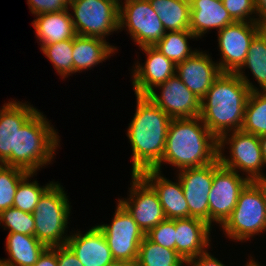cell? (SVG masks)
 Instances as JSON below:
<instances>
[{
	"mask_svg": "<svg viewBox=\"0 0 266 266\" xmlns=\"http://www.w3.org/2000/svg\"><path fill=\"white\" fill-rule=\"evenodd\" d=\"M218 156V139L200 116L171 119L162 160L153 169L161 171L163 163L177 171L202 167L215 162Z\"/></svg>",
	"mask_w": 266,
	"mask_h": 266,
	"instance_id": "cell-1",
	"label": "cell"
},
{
	"mask_svg": "<svg viewBox=\"0 0 266 266\" xmlns=\"http://www.w3.org/2000/svg\"><path fill=\"white\" fill-rule=\"evenodd\" d=\"M136 96V109L128 124L127 137L132 149L131 174L153 169L165 149L171 118L146 95Z\"/></svg>",
	"mask_w": 266,
	"mask_h": 266,
	"instance_id": "cell-2",
	"label": "cell"
},
{
	"mask_svg": "<svg viewBox=\"0 0 266 266\" xmlns=\"http://www.w3.org/2000/svg\"><path fill=\"white\" fill-rule=\"evenodd\" d=\"M250 92L236 73H222L201 99L199 116L218 140L241 129Z\"/></svg>",
	"mask_w": 266,
	"mask_h": 266,
	"instance_id": "cell-3",
	"label": "cell"
},
{
	"mask_svg": "<svg viewBox=\"0 0 266 266\" xmlns=\"http://www.w3.org/2000/svg\"><path fill=\"white\" fill-rule=\"evenodd\" d=\"M57 133L46 116L37 110L17 130L16 167L37 173L40 168L48 166L60 147V136Z\"/></svg>",
	"mask_w": 266,
	"mask_h": 266,
	"instance_id": "cell-4",
	"label": "cell"
},
{
	"mask_svg": "<svg viewBox=\"0 0 266 266\" xmlns=\"http://www.w3.org/2000/svg\"><path fill=\"white\" fill-rule=\"evenodd\" d=\"M70 201L60 183L54 182L41 196L33 211L35 220V237L47 248L65 245L70 234H67Z\"/></svg>",
	"mask_w": 266,
	"mask_h": 266,
	"instance_id": "cell-5",
	"label": "cell"
},
{
	"mask_svg": "<svg viewBox=\"0 0 266 266\" xmlns=\"http://www.w3.org/2000/svg\"><path fill=\"white\" fill-rule=\"evenodd\" d=\"M220 227L223 234L234 242H246L266 231L265 202L252 181L240 192L235 208Z\"/></svg>",
	"mask_w": 266,
	"mask_h": 266,
	"instance_id": "cell-6",
	"label": "cell"
},
{
	"mask_svg": "<svg viewBox=\"0 0 266 266\" xmlns=\"http://www.w3.org/2000/svg\"><path fill=\"white\" fill-rule=\"evenodd\" d=\"M220 163L236 172H243L249 181L266 176L263 173L265 162L263 159L259 136L236 130L225 133L219 140ZM228 145V147L226 146ZM229 156L224 154L226 148ZM263 167V168H262Z\"/></svg>",
	"mask_w": 266,
	"mask_h": 266,
	"instance_id": "cell-7",
	"label": "cell"
},
{
	"mask_svg": "<svg viewBox=\"0 0 266 266\" xmlns=\"http://www.w3.org/2000/svg\"><path fill=\"white\" fill-rule=\"evenodd\" d=\"M120 0H70L71 18L76 34L85 37H106L119 30Z\"/></svg>",
	"mask_w": 266,
	"mask_h": 266,
	"instance_id": "cell-8",
	"label": "cell"
},
{
	"mask_svg": "<svg viewBox=\"0 0 266 266\" xmlns=\"http://www.w3.org/2000/svg\"><path fill=\"white\" fill-rule=\"evenodd\" d=\"M124 28L139 48L154 46L166 33L149 0L119 1V31Z\"/></svg>",
	"mask_w": 266,
	"mask_h": 266,
	"instance_id": "cell-9",
	"label": "cell"
},
{
	"mask_svg": "<svg viewBox=\"0 0 266 266\" xmlns=\"http://www.w3.org/2000/svg\"><path fill=\"white\" fill-rule=\"evenodd\" d=\"M250 181L235 170L224 167L219 158L214 162V175L209 192V225L221 226L235 208L240 192ZM214 223V224H212Z\"/></svg>",
	"mask_w": 266,
	"mask_h": 266,
	"instance_id": "cell-10",
	"label": "cell"
},
{
	"mask_svg": "<svg viewBox=\"0 0 266 266\" xmlns=\"http://www.w3.org/2000/svg\"><path fill=\"white\" fill-rule=\"evenodd\" d=\"M115 209L110 224L97 226L104 233L115 261L136 262L139 246L145 234L118 201Z\"/></svg>",
	"mask_w": 266,
	"mask_h": 266,
	"instance_id": "cell-11",
	"label": "cell"
},
{
	"mask_svg": "<svg viewBox=\"0 0 266 266\" xmlns=\"http://www.w3.org/2000/svg\"><path fill=\"white\" fill-rule=\"evenodd\" d=\"M262 29L257 22H234L218 31V61L222 73H236L244 64L254 36Z\"/></svg>",
	"mask_w": 266,
	"mask_h": 266,
	"instance_id": "cell-12",
	"label": "cell"
},
{
	"mask_svg": "<svg viewBox=\"0 0 266 266\" xmlns=\"http://www.w3.org/2000/svg\"><path fill=\"white\" fill-rule=\"evenodd\" d=\"M129 195L117 201L127 210L146 235L166 219L154 189L139 175L131 174Z\"/></svg>",
	"mask_w": 266,
	"mask_h": 266,
	"instance_id": "cell-13",
	"label": "cell"
},
{
	"mask_svg": "<svg viewBox=\"0 0 266 266\" xmlns=\"http://www.w3.org/2000/svg\"><path fill=\"white\" fill-rule=\"evenodd\" d=\"M157 88L160 94H157ZM156 89V90H155ZM171 119L191 118L200 115L201 99L191 92L175 74L157 85L146 95Z\"/></svg>",
	"mask_w": 266,
	"mask_h": 266,
	"instance_id": "cell-14",
	"label": "cell"
},
{
	"mask_svg": "<svg viewBox=\"0 0 266 266\" xmlns=\"http://www.w3.org/2000/svg\"><path fill=\"white\" fill-rule=\"evenodd\" d=\"M188 204L189 217L209 224V192L213 184L214 162L177 171Z\"/></svg>",
	"mask_w": 266,
	"mask_h": 266,
	"instance_id": "cell-15",
	"label": "cell"
},
{
	"mask_svg": "<svg viewBox=\"0 0 266 266\" xmlns=\"http://www.w3.org/2000/svg\"><path fill=\"white\" fill-rule=\"evenodd\" d=\"M144 51L146 58L144 63L135 62L132 70V85L135 95H147L157 85L166 82L176 74V64L166 58L154 46L139 48Z\"/></svg>",
	"mask_w": 266,
	"mask_h": 266,
	"instance_id": "cell-16",
	"label": "cell"
},
{
	"mask_svg": "<svg viewBox=\"0 0 266 266\" xmlns=\"http://www.w3.org/2000/svg\"><path fill=\"white\" fill-rule=\"evenodd\" d=\"M13 99L0 109V160L16 167L17 130L38 110L28 102Z\"/></svg>",
	"mask_w": 266,
	"mask_h": 266,
	"instance_id": "cell-17",
	"label": "cell"
},
{
	"mask_svg": "<svg viewBox=\"0 0 266 266\" xmlns=\"http://www.w3.org/2000/svg\"><path fill=\"white\" fill-rule=\"evenodd\" d=\"M205 51L176 64V75L199 99H202L213 82L222 74L219 65Z\"/></svg>",
	"mask_w": 266,
	"mask_h": 266,
	"instance_id": "cell-18",
	"label": "cell"
},
{
	"mask_svg": "<svg viewBox=\"0 0 266 266\" xmlns=\"http://www.w3.org/2000/svg\"><path fill=\"white\" fill-rule=\"evenodd\" d=\"M73 232H70L66 245L84 266H109L115 261L104 233L97 225L85 234L81 231Z\"/></svg>",
	"mask_w": 266,
	"mask_h": 266,
	"instance_id": "cell-19",
	"label": "cell"
},
{
	"mask_svg": "<svg viewBox=\"0 0 266 266\" xmlns=\"http://www.w3.org/2000/svg\"><path fill=\"white\" fill-rule=\"evenodd\" d=\"M155 169H146L139 175L156 192L166 219L189 218V208L179 178L173 182Z\"/></svg>",
	"mask_w": 266,
	"mask_h": 266,
	"instance_id": "cell-20",
	"label": "cell"
},
{
	"mask_svg": "<svg viewBox=\"0 0 266 266\" xmlns=\"http://www.w3.org/2000/svg\"><path fill=\"white\" fill-rule=\"evenodd\" d=\"M175 229L176 252L187 264L211 248L212 227L206 222L192 217L175 219Z\"/></svg>",
	"mask_w": 266,
	"mask_h": 266,
	"instance_id": "cell-21",
	"label": "cell"
},
{
	"mask_svg": "<svg viewBox=\"0 0 266 266\" xmlns=\"http://www.w3.org/2000/svg\"><path fill=\"white\" fill-rule=\"evenodd\" d=\"M190 2V31L200 38L212 29L220 31L233 24L222 0H189Z\"/></svg>",
	"mask_w": 266,
	"mask_h": 266,
	"instance_id": "cell-22",
	"label": "cell"
},
{
	"mask_svg": "<svg viewBox=\"0 0 266 266\" xmlns=\"http://www.w3.org/2000/svg\"><path fill=\"white\" fill-rule=\"evenodd\" d=\"M117 49L104 39L77 35L73 39V74L106 62Z\"/></svg>",
	"mask_w": 266,
	"mask_h": 266,
	"instance_id": "cell-23",
	"label": "cell"
},
{
	"mask_svg": "<svg viewBox=\"0 0 266 266\" xmlns=\"http://www.w3.org/2000/svg\"><path fill=\"white\" fill-rule=\"evenodd\" d=\"M69 11L68 9L36 15V19L31 24L35 29L36 38L39 40L40 46L74 39L77 36Z\"/></svg>",
	"mask_w": 266,
	"mask_h": 266,
	"instance_id": "cell-24",
	"label": "cell"
},
{
	"mask_svg": "<svg viewBox=\"0 0 266 266\" xmlns=\"http://www.w3.org/2000/svg\"><path fill=\"white\" fill-rule=\"evenodd\" d=\"M259 84L257 88L243 71L248 69ZM241 80L247 85L251 92L266 91V29H261L252 39L246 60L241 68L236 72ZM246 74V75H245Z\"/></svg>",
	"mask_w": 266,
	"mask_h": 266,
	"instance_id": "cell-25",
	"label": "cell"
},
{
	"mask_svg": "<svg viewBox=\"0 0 266 266\" xmlns=\"http://www.w3.org/2000/svg\"><path fill=\"white\" fill-rule=\"evenodd\" d=\"M46 248L35 236L8 233L6 237L8 258L3 261L8 266H34Z\"/></svg>",
	"mask_w": 266,
	"mask_h": 266,
	"instance_id": "cell-26",
	"label": "cell"
},
{
	"mask_svg": "<svg viewBox=\"0 0 266 266\" xmlns=\"http://www.w3.org/2000/svg\"><path fill=\"white\" fill-rule=\"evenodd\" d=\"M166 32L190 30L189 0H149Z\"/></svg>",
	"mask_w": 266,
	"mask_h": 266,
	"instance_id": "cell-27",
	"label": "cell"
},
{
	"mask_svg": "<svg viewBox=\"0 0 266 266\" xmlns=\"http://www.w3.org/2000/svg\"><path fill=\"white\" fill-rule=\"evenodd\" d=\"M137 266H186L187 263L176 252L152 242L146 235L139 246ZM185 264V265H184Z\"/></svg>",
	"mask_w": 266,
	"mask_h": 266,
	"instance_id": "cell-28",
	"label": "cell"
},
{
	"mask_svg": "<svg viewBox=\"0 0 266 266\" xmlns=\"http://www.w3.org/2000/svg\"><path fill=\"white\" fill-rule=\"evenodd\" d=\"M188 39L197 40L198 38L190 30L170 31L166 32L154 47L177 64L198 51V49H191Z\"/></svg>",
	"mask_w": 266,
	"mask_h": 266,
	"instance_id": "cell-29",
	"label": "cell"
},
{
	"mask_svg": "<svg viewBox=\"0 0 266 266\" xmlns=\"http://www.w3.org/2000/svg\"><path fill=\"white\" fill-rule=\"evenodd\" d=\"M241 130L256 136L266 134V91L250 92Z\"/></svg>",
	"mask_w": 266,
	"mask_h": 266,
	"instance_id": "cell-30",
	"label": "cell"
},
{
	"mask_svg": "<svg viewBox=\"0 0 266 266\" xmlns=\"http://www.w3.org/2000/svg\"><path fill=\"white\" fill-rule=\"evenodd\" d=\"M34 175L37 173L28 172L20 180L13 201V207L27 213H33L42 194L54 183L50 181L45 186H40L36 180L31 182Z\"/></svg>",
	"mask_w": 266,
	"mask_h": 266,
	"instance_id": "cell-31",
	"label": "cell"
},
{
	"mask_svg": "<svg viewBox=\"0 0 266 266\" xmlns=\"http://www.w3.org/2000/svg\"><path fill=\"white\" fill-rule=\"evenodd\" d=\"M40 50L52 63L61 78L65 79L73 74V39L41 45Z\"/></svg>",
	"mask_w": 266,
	"mask_h": 266,
	"instance_id": "cell-32",
	"label": "cell"
},
{
	"mask_svg": "<svg viewBox=\"0 0 266 266\" xmlns=\"http://www.w3.org/2000/svg\"><path fill=\"white\" fill-rule=\"evenodd\" d=\"M27 173L23 169L6 165L0 169V213L13 207L18 184Z\"/></svg>",
	"mask_w": 266,
	"mask_h": 266,
	"instance_id": "cell-33",
	"label": "cell"
},
{
	"mask_svg": "<svg viewBox=\"0 0 266 266\" xmlns=\"http://www.w3.org/2000/svg\"><path fill=\"white\" fill-rule=\"evenodd\" d=\"M2 224V225H1ZM0 225L9 233L35 236V220L32 213L10 207L0 213Z\"/></svg>",
	"mask_w": 266,
	"mask_h": 266,
	"instance_id": "cell-34",
	"label": "cell"
},
{
	"mask_svg": "<svg viewBox=\"0 0 266 266\" xmlns=\"http://www.w3.org/2000/svg\"><path fill=\"white\" fill-rule=\"evenodd\" d=\"M146 236L160 246L176 250L175 219H165L151 229Z\"/></svg>",
	"mask_w": 266,
	"mask_h": 266,
	"instance_id": "cell-35",
	"label": "cell"
},
{
	"mask_svg": "<svg viewBox=\"0 0 266 266\" xmlns=\"http://www.w3.org/2000/svg\"><path fill=\"white\" fill-rule=\"evenodd\" d=\"M222 3L235 22L256 21L255 0H222Z\"/></svg>",
	"mask_w": 266,
	"mask_h": 266,
	"instance_id": "cell-36",
	"label": "cell"
},
{
	"mask_svg": "<svg viewBox=\"0 0 266 266\" xmlns=\"http://www.w3.org/2000/svg\"><path fill=\"white\" fill-rule=\"evenodd\" d=\"M69 2L70 0H27L30 12L34 16L68 10Z\"/></svg>",
	"mask_w": 266,
	"mask_h": 266,
	"instance_id": "cell-37",
	"label": "cell"
},
{
	"mask_svg": "<svg viewBox=\"0 0 266 266\" xmlns=\"http://www.w3.org/2000/svg\"><path fill=\"white\" fill-rule=\"evenodd\" d=\"M56 255L58 266H84L66 244L56 246Z\"/></svg>",
	"mask_w": 266,
	"mask_h": 266,
	"instance_id": "cell-38",
	"label": "cell"
},
{
	"mask_svg": "<svg viewBox=\"0 0 266 266\" xmlns=\"http://www.w3.org/2000/svg\"><path fill=\"white\" fill-rule=\"evenodd\" d=\"M188 266H226L210 252L205 251L196 258L192 259Z\"/></svg>",
	"mask_w": 266,
	"mask_h": 266,
	"instance_id": "cell-39",
	"label": "cell"
},
{
	"mask_svg": "<svg viewBox=\"0 0 266 266\" xmlns=\"http://www.w3.org/2000/svg\"><path fill=\"white\" fill-rule=\"evenodd\" d=\"M34 266H58L56 247L46 248Z\"/></svg>",
	"mask_w": 266,
	"mask_h": 266,
	"instance_id": "cell-40",
	"label": "cell"
},
{
	"mask_svg": "<svg viewBox=\"0 0 266 266\" xmlns=\"http://www.w3.org/2000/svg\"><path fill=\"white\" fill-rule=\"evenodd\" d=\"M256 21L266 29V0H255Z\"/></svg>",
	"mask_w": 266,
	"mask_h": 266,
	"instance_id": "cell-41",
	"label": "cell"
},
{
	"mask_svg": "<svg viewBox=\"0 0 266 266\" xmlns=\"http://www.w3.org/2000/svg\"><path fill=\"white\" fill-rule=\"evenodd\" d=\"M260 190L262 193L265 206H266V176L262 178H258L252 181Z\"/></svg>",
	"mask_w": 266,
	"mask_h": 266,
	"instance_id": "cell-42",
	"label": "cell"
},
{
	"mask_svg": "<svg viewBox=\"0 0 266 266\" xmlns=\"http://www.w3.org/2000/svg\"><path fill=\"white\" fill-rule=\"evenodd\" d=\"M259 139H260V146H261L263 159H264L265 166H266V134L259 136Z\"/></svg>",
	"mask_w": 266,
	"mask_h": 266,
	"instance_id": "cell-43",
	"label": "cell"
},
{
	"mask_svg": "<svg viewBox=\"0 0 266 266\" xmlns=\"http://www.w3.org/2000/svg\"><path fill=\"white\" fill-rule=\"evenodd\" d=\"M109 266H137V264L129 261H114Z\"/></svg>",
	"mask_w": 266,
	"mask_h": 266,
	"instance_id": "cell-44",
	"label": "cell"
},
{
	"mask_svg": "<svg viewBox=\"0 0 266 266\" xmlns=\"http://www.w3.org/2000/svg\"><path fill=\"white\" fill-rule=\"evenodd\" d=\"M245 266H263V265L259 264L257 260L255 261V258H253V256H250Z\"/></svg>",
	"mask_w": 266,
	"mask_h": 266,
	"instance_id": "cell-45",
	"label": "cell"
},
{
	"mask_svg": "<svg viewBox=\"0 0 266 266\" xmlns=\"http://www.w3.org/2000/svg\"><path fill=\"white\" fill-rule=\"evenodd\" d=\"M0 266H8V265L0 258Z\"/></svg>",
	"mask_w": 266,
	"mask_h": 266,
	"instance_id": "cell-46",
	"label": "cell"
},
{
	"mask_svg": "<svg viewBox=\"0 0 266 266\" xmlns=\"http://www.w3.org/2000/svg\"><path fill=\"white\" fill-rule=\"evenodd\" d=\"M4 162L0 160V169L4 166Z\"/></svg>",
	"mask_w": 266,
	"mask_h": 266,
	"instance_id": "cell-47",
	"label": "cell"
}]
</instances>
